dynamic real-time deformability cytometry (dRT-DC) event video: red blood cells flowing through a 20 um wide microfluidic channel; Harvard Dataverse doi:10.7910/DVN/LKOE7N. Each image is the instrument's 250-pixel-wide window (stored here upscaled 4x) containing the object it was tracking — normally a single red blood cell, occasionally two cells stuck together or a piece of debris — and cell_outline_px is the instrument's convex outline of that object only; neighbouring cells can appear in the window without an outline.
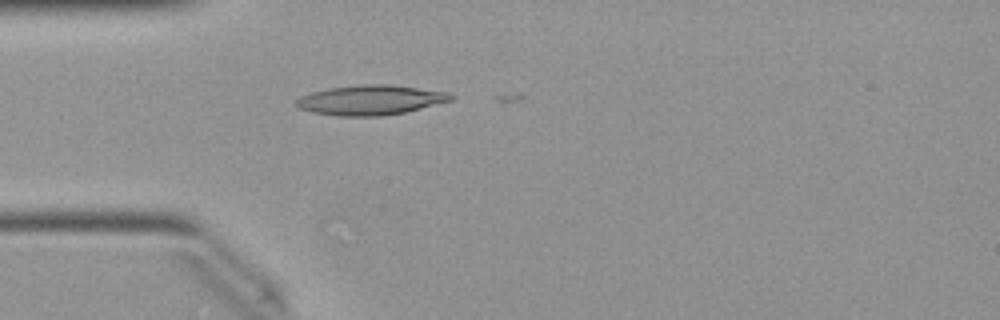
{"species": "Egyptian fruit bat (a non-hibernating species)", "species_latin": "Rousettus aegyptiacus", "temperature_condition": "warm", "stored_images_in_passage": 2, "camera_frame_rate_fps": 3000, "um_per_image_px": 0.085, "animal": {"sex": "female"}, "frame": {"image": 1, "passage_image": 1, "time_ms": 0.0, "image_size_px": [1000, 320], "cell_outline_px": [[452, 100], [404, 112], [384, 116], [336, 116], [312, 112], [300, 108], [296, 104], [296, 100], [300, 96], [312, 92], [328, 88], [364, 84], [388, 84], [448, 92], [452, 96]], "centroid_in_image_um": [31.46, 8.5], "position_along_channel_um": 53.5, "area_um2": 26.65}}